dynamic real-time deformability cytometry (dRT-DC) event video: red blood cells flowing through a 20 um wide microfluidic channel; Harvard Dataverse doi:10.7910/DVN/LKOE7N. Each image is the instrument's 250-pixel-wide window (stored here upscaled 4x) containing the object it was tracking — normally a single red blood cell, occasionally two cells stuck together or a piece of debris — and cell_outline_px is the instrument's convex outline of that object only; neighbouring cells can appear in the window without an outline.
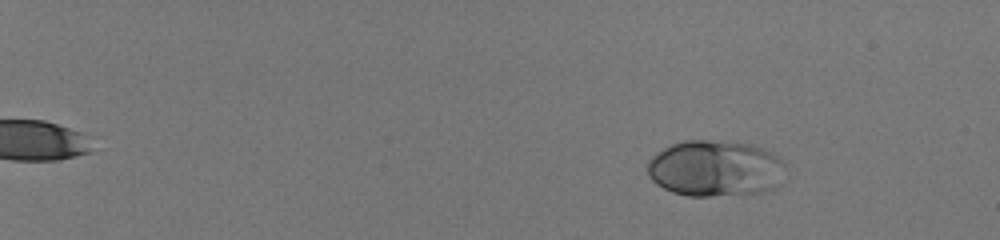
{"species": "human", "species_latin": "Homo sapiens", "temperature_condition": "room temperature", "stored_images_in_passage": 57, "camera_frame_rate_fps": 3000, "um_per_image_px": 0.085, "donor": {"sex": "male"}, "frame": {"image": 1, "passage_image": 9, "time_ms": 2.667, "image_size_px": [1000, 240], "cell_outline_px": [[784, 164], [780, 184], [776, 188], [764, 192], [712, 196], [688, 196], [672, 192], [656, 184], [648, 176], [648, 160], [656, 152], [672, 144], [684, 140], [708, 140], [752, 144], [764, 148], [780, 156]], "centroid_in_image_um": [60.8, 14.32], "position_along_channel_um": 24.2, "area_um2": 45.6}}
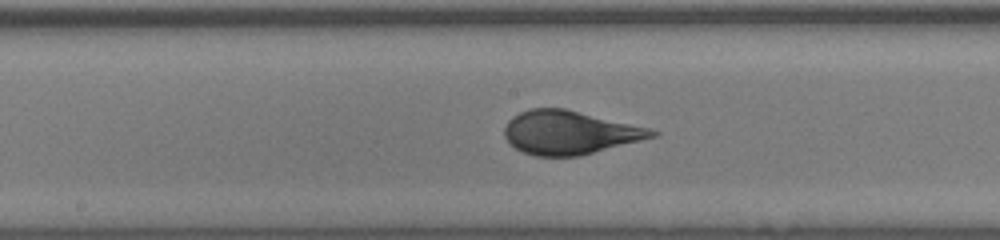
{"frame": {"image": 2, "passage_image": 36, "time_ms": 11.667, "image_size_px": [1000, 240], "cell_outline_px": [[660, 136], [580, 156], [536, 156], [524, 152], [516, 148], [504, 136], [504, 128], [508, 120], [512, 116], [528, 108], [564, 108], [648, 128], [660, 132]], "centroid_in_image_um": [48.43, 11.27], "position_along_channel_um": 199.8, "area_um2": 37.4}}
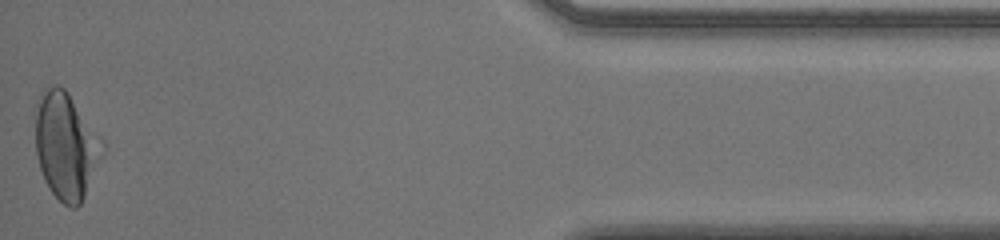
{"frame": {"image": 3, "passage_image": 57, "time_ms": 18.667, "image_size_px": [1000, 240], "cell_outline_px": [[104, 144], [84, 196], [80, 204], [76, 208], [72, 208], [64, 204], [52, 192], [44, 180], [36, 156], [36, 116], [40, 96], [48, 88], [56, 84], [64, 88], [68, 92], [100, 136]], "centroid_in_image_um": [5.58, 12.39], "position_along_channel_um": 429.6, "area_um2": 40.52}, "authors_computed_cell_mechanics": {"area_um2": 39.1884, "velocity_mm_per_s": 4.0181, "shape_relaxation_time_tau1_ms": 4.4515, "shape_relaxation_time_tau2_ms": null, "deformation_change_tau1": 0.1899, "deformation_change_tau2": null}}